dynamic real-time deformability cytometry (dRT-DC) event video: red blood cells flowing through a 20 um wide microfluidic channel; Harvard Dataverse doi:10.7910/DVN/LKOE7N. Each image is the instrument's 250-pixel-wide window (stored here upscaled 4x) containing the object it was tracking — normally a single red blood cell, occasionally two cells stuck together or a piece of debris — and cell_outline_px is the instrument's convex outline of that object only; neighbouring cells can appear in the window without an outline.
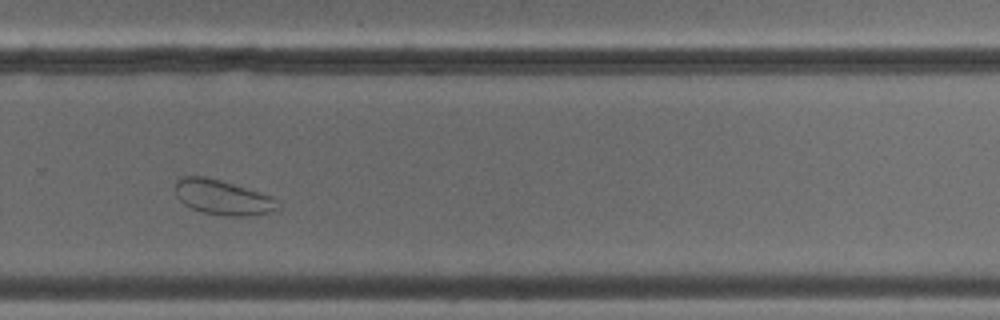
{"species": "common noctule bat (a hibernating species)", "species_latin": "Nyctalus noctula", "temperature_condition": "cold", "stored_images_in_passage": 39, "camera_frame_rate_fps": 3000, "um_per_image_px": 0.085, "animal": {"sex": "male", "body_mass_g": 18.8}, "frame": {"image": 1, "passage_image": 23, "time_ms": 7.333, "image_size_px": [1000, 320], "cell_outline_px": [[280, 208], [272, 212], [244, 216], [228, 216], [204, 212], [192, 208], [184, 204], [176, 196], [176, 180], [180, 176], [204, 176], [220, 180], [272, 196], [280, 204]], "centroid_in_image_um": [18.93, 16.77], "position_along_channel_um": 310.9, "area_um2": 20.75}, "authors_computed_cell_mechanics": {"area_um2": 24.7384, "velocity_mm_per_s": 3.8195, "shape_relaxation_time_tau1_ms": 0.8113, "shape_relaxation_time_tau2_ms": 2.328, "deformation_change_tau1": null, "deformation_change_tau2": 0.0573}}